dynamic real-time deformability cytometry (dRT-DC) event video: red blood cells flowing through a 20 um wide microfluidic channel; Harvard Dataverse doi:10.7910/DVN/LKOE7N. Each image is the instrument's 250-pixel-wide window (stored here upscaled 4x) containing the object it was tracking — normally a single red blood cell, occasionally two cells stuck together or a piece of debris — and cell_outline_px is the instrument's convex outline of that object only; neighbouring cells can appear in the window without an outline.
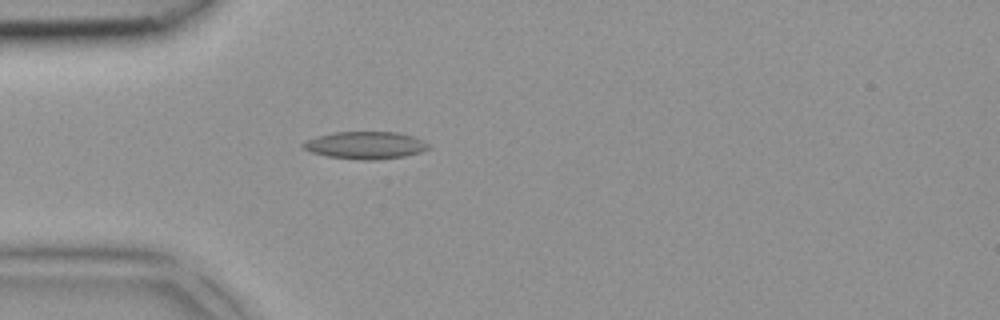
{"species": "common noctule bat (a hibernating species)", "species_latin": "Nyctalus noctula", "temperature_condition": "room temperature", "stored_images_in_passage": 3, "camera_frame_rate_fps": 3000, "um_per_image_px": 0.085, "animal": {"sex": "female", "body_mass_g": 18.4}, "frame": {"image": 1, "passage_image": 3, "time_ms": 0.667, "image_size_px": [1000, 320], "cell_outline_px": [[432, 148], [420, 152], [404, 156], [376, 160], [364, 160], [328, 156], [312, 152], [304, 148], [300, 144], [308, 140], [320, 136], [336, 132], [396, 132], [412, 136], [424, 140], [432, 144]], "centroid_in_image_um": [31.15, 12.35], "position_along_channel_um": 53.9, "area_um2": 19.88}}